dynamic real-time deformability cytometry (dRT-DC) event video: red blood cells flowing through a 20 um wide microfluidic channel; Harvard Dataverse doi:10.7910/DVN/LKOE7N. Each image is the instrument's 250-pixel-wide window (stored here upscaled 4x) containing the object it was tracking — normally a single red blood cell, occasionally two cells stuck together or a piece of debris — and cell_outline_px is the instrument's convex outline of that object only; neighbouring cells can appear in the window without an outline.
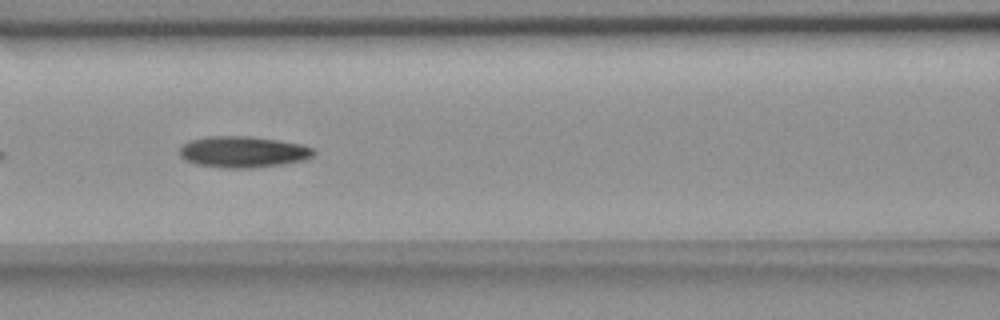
{"species": "common noctule bat (a hibernating species)", "species_latin": "Nyctalus noctula", "temperature_condition": "room temperature", "stored_images_in_passage": 9, "camera_frame_rate_fps": 3000, "um_per_image_px": 0.085, "animal": {"sex": "female", "body_mass_g": 18.4}, "frame": {"image": 1, "passage_image": 6, "time_ms": 1.667, "image_size_px": [1000, 320], "cell_outline_px": [[316, 152], [308, 160], [284, 164], [252, 168], [224, 168], [196, 164], [184, 160], [180, 156], [180, 148], [188, 140], [208, 136], [252, 136], [280, 140], [300, 144], [312, 148]], "centroid_in_image_um": [20.67, 12.91], "position_along_channel_um": 145.9, "area_um2": 24.74}}
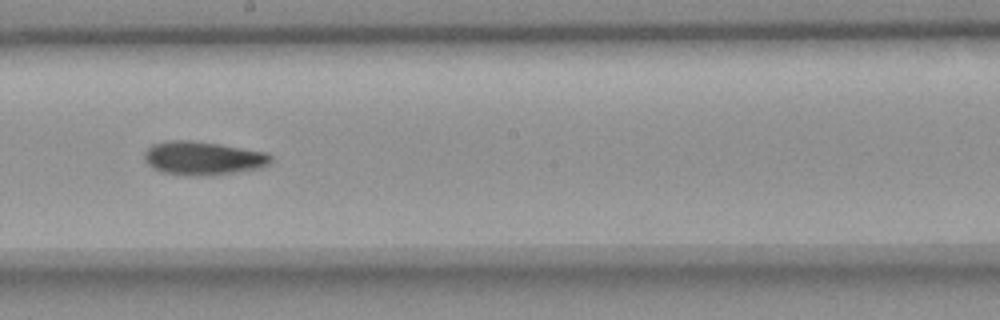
{"frame": {"image": 2, "passage_image": 8, "time_ms": 2.333, "image_size_px": [1000, 320], "cell_outline_px": [[272, 160], [268, 164], [260, 168], [232, 172], [196, 176], [188, 176], [164, 172], [152, 168], [144, 160], [144, 152], [152, 144], [168, 140], [192, 140], [220, 144], [268, 152], [272, 156]], "centroid_in_image_um": [17.24, 13.43], "position_along_channel_um": 231.0, "area_um2": 24.74}}
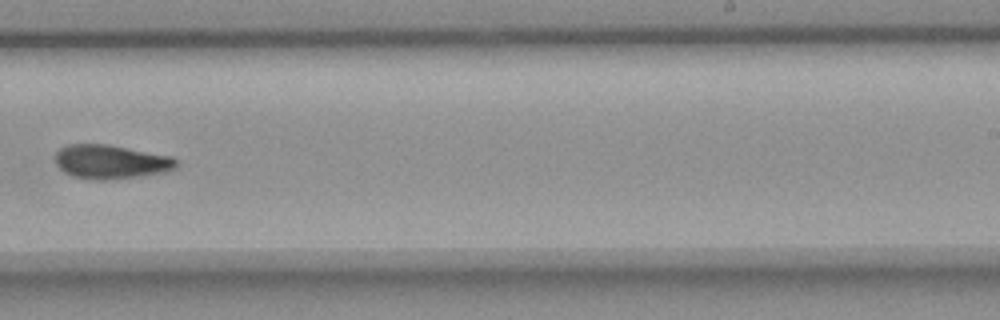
{"frame": {"image": 3, "passage_image": 9, "time_ms": 2.667, "image_size_px": [1000, 320], "cell_outline_px": [[176, 168], [168, 172], [116, 180], [88, 180], [72, 176], [64, 172], [56, 164], [56, 152], [60, 148], [68, 144], [104, 144], [172, 156], [176, 160]], "centroid_in_image_um": [9.42, 13.78], "position_along_channel_um": 279.6, "area_um2": 24.22}}